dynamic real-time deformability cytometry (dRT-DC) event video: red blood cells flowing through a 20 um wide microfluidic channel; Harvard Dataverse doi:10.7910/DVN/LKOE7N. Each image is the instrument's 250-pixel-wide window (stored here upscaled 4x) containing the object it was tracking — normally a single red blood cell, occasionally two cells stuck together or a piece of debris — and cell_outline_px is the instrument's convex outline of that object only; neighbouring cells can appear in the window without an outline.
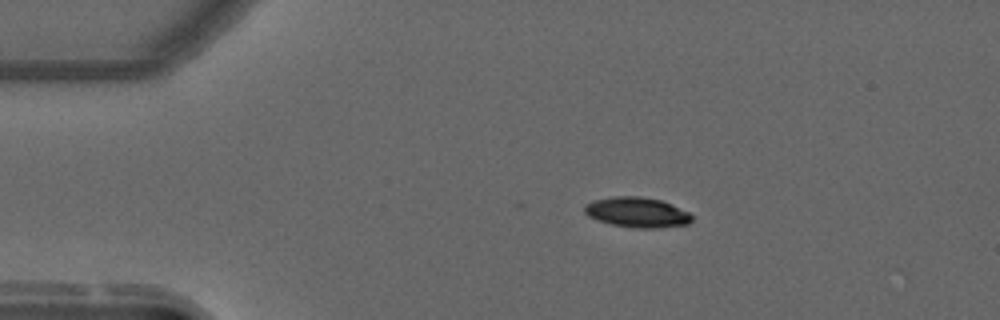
{"species": "common noctule bat (a hibernating species)", "species_latin": "Nyctalus noctula", "temperature_condition": "warm", "stored_images_in_passage": 19, "camera_frame_rate_fps": 3000, "um_per_image_px": 0.085, "animal": {"sex": "male", "forearm_length_mm": 52.5}, "frame": {"image": 1, "passage_image": 1, "time_ms": 0.0, "image_size_px": [1000, 320], "cell_outline_px": [[692, 220], [688, 224], [660, 228], [632, 228], [612, 224], [596, 220], [588, 216], [584, 212], [584, 204], [592, 200], [616, 196], [640, 196], [660, 200], [688, 212], [692, 216]], "centroid_in_image_um": [54.11, 18.05], "position_along_channel_um": 30.9, "area_um2": 18.9}}
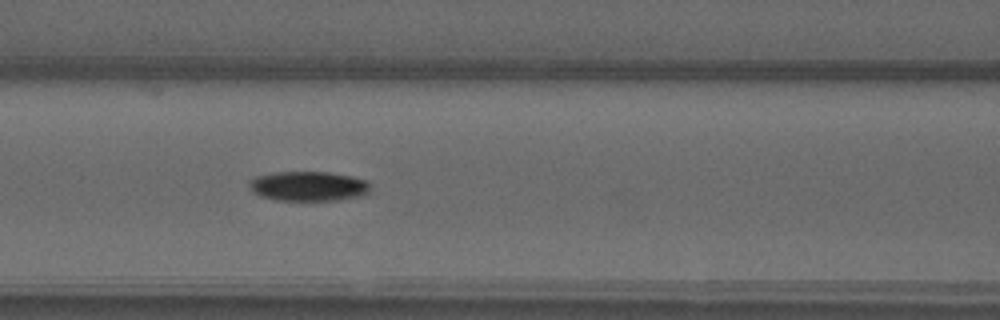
{"frame": {"image": 2, "passage_image": 14, "time_ms": 4.333, "image_size_px": [1000, 320], "cell_outline_px": [[368, 192], [360, 196], [340, 200], [276, 200], [260, 196], [252, 192], [248, 184], [248, 180], [256, 176], [272, 172], [328, 172], [352, 176], [364, 180], [368, 184]], "centroid_in_image_um": [26.14, 15.82], "position_along_channel_um": 140.5, "area_um2": 20.98}}
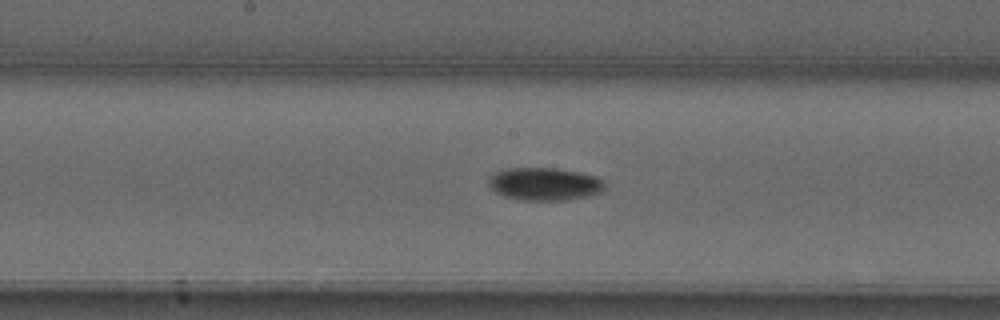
{"frame": {"image": 3, "passage_image": 19, "time_ms": 6.0, "image_size_px": [1000, 320], "cell_outline_px": [[604, 188], [600, 192], [592, 196], [568, 200], [520, 200], [504, 196], [496, 192], [488, 184], [488, 176], [492, 172], [508, 168], [556, 168], [580, 172], [596, 176], [604, 184]], "centroid_in_image_um": [46.26, 15.64], "position_along_channel_um": 201.9, "area_um2": 22.43}}